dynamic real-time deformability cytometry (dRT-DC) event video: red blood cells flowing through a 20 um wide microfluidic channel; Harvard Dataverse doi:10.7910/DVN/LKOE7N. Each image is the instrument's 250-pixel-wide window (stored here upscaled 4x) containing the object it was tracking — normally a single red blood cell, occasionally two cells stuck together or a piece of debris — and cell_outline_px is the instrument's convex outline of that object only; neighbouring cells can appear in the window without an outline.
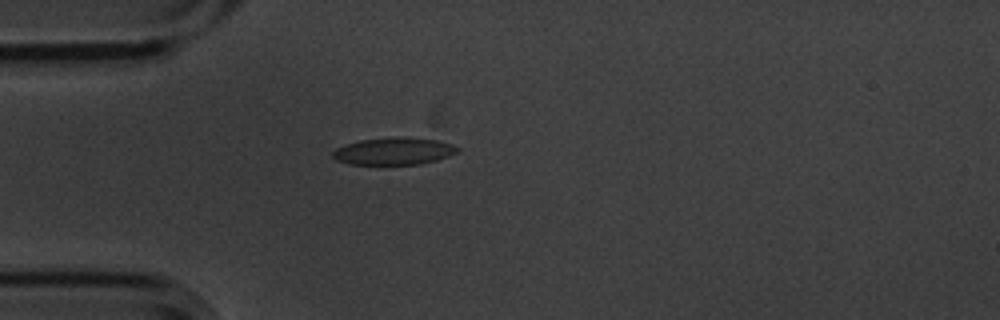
{"species": "common noctule bat (a hibernating species)", "species_latin": "Nyctalus noctula", "temperature_condition": "cold", "stored_images_in_passage": 3, "camera_frame_rate_fps": 3000, "um_per_image_px": 0.085, "animal": {"sex": "male", "body_mass_g": 20.1, "forearm_length_mm": 53.5}, "frame": {"image": 1, "passage_image": 3, "time_ms": 0.667, "image_size_px": [1000, 320], "cell_outline_px": [[460, 148], [456, 152], [448, 156], [436, 160], [420, 164], [348, 164], [336, 160], [332, 156], [332, 152], [336, 148], [344, 144], [360, 140], [392, 136], [436, 140], [452, 144]], "centroid_in_image_um": [33.43, 12.84], "position_along_channel_um": 51.6, "area_um2": 19.77}}